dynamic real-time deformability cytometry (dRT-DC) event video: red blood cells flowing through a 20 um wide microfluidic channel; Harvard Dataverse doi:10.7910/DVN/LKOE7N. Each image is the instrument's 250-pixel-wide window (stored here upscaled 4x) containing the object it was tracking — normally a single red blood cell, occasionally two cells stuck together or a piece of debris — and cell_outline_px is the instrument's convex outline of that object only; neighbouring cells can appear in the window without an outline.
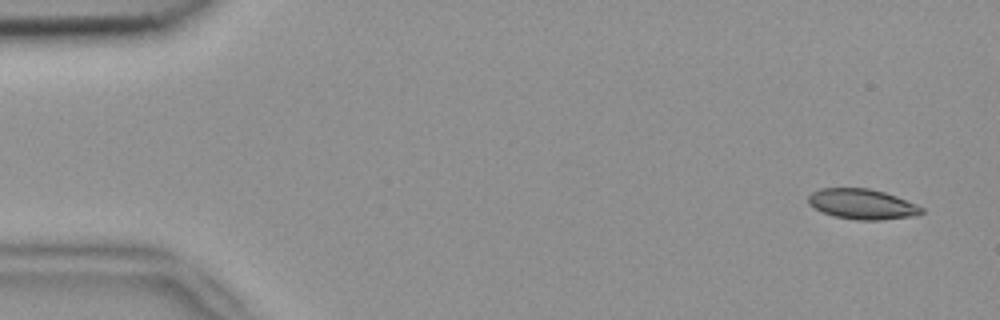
{"species": "common noctule bat (a hibernating species)", "species_latin": "Nyctalus noctula", "temperature_condition": "room temperature", "stored_images_in_passage": 8, "camera_frame_rate_fps": 3000, "um_per_image_px": 0.085, "animal": {"sex": "female", "body_mass_g": 18.4}, "frame": {"image": 1, "passage_image": 1, "time_ms": 0.0, "image_size_px": [1000, 320], "cell_outline_px": [[924, 212], [916, 216], [880, 220], [856, 220], [836, 216], [824, 212], [808, 204], [808, 196], [812, 192], [820, 188], [868, 188], [884, 192], [896, 196], [916, 204], [924, 208]], "centroid_in_image_um": [73.31, 17.35], "position_along_channel_um": 11.7, "area_um2": 19.94}}
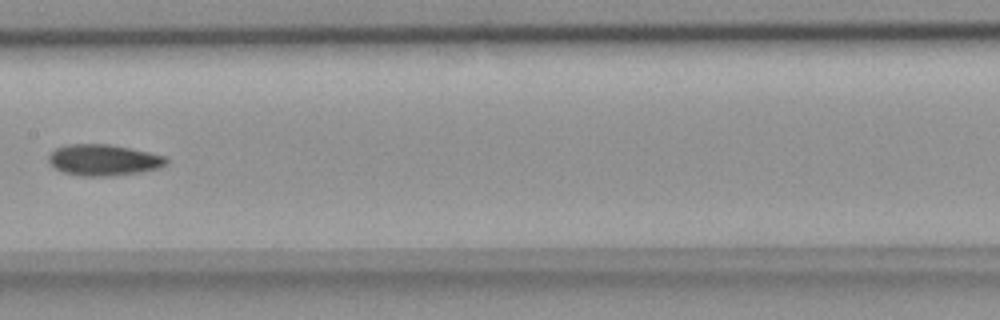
{"frame": {"image": 2, "passage_image": 7, "time_ms": 2.0, "image_size_px": [1000, 320], "cell_outline_px": [[168, 164], [160, 168], [140, 172], [112, 176], [80, 176], [64, 172], [56, 168], [48, 160], [48, 156], [56, 148], [68, 144], [108, 144], [148, 152], [164, 156], [168, 160]], "centroid_in_image_um": [8.82, 13.61], "position_along_channel_um": 198.6, "area_um2": 21.27}}
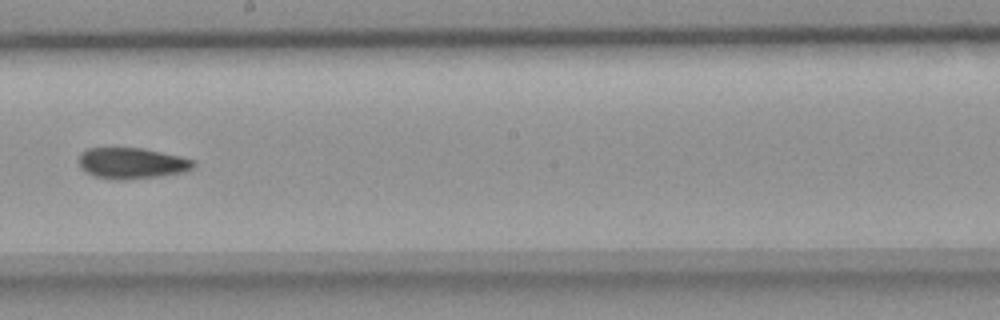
{"frame": {"image": 3, "passage_image": 8, "time_ms": 2.333, "image_size_px": [1000, 320], "cell_outline_px": [[196, 164], [192, 168], [184, 172], [160, 176], [124, 180], [116, 180], [96, 176], [88, 172], [80, 164], [80, 152], [88, 148], [144, 148], [180, 156], [196, 160]], "centroid_in_image_um": [11.27, 13.86], "position_along_channel_um": 236.9, "area_um2": 20.63}}